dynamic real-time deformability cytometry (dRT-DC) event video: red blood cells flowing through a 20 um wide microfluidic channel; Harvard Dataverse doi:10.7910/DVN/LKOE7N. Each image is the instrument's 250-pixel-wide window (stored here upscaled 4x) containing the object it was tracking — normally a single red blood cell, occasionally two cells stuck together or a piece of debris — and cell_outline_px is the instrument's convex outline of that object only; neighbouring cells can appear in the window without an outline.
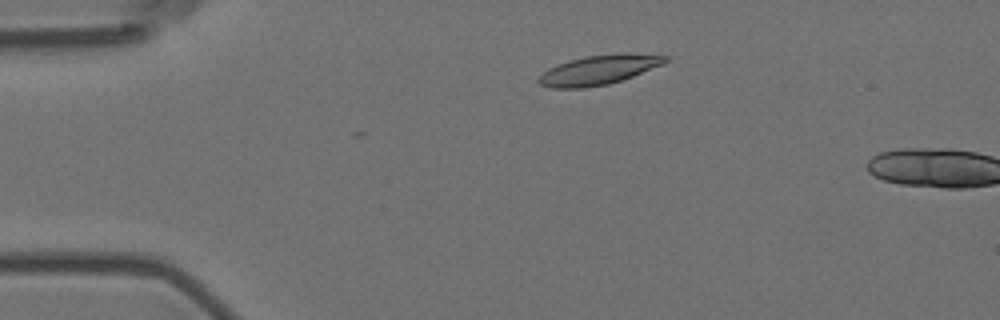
{"species": "Egyptian fruit bat (a non-hibernating species)", "species_latin": "Rousettus aegyptiacus", "temperature_condition": "room temperature", "stored_images_in_passage": 6, "camera_frame_rate_fps": 3000, "um_per_image_px": 0.085, "animal": {"sex": "female"}, "frame": {"image": 1, "passage_image": 4, "time_ms": 1.0, "image_size_px": [1000, 320], "cell_outline_px": [[668, 60], [664, 64], [632, 76], [608, 84], [584, 88], [552, 88], [540, 84], [536, 80], [548, 68], [556, 64], [568, 60], [584, 56], [620, 52], [624, 52], [668, 56]], "centroid_in_image_um": [50.89, 5.92], "position_along_channel_um": 34.1, "area_um2": 21.91}}